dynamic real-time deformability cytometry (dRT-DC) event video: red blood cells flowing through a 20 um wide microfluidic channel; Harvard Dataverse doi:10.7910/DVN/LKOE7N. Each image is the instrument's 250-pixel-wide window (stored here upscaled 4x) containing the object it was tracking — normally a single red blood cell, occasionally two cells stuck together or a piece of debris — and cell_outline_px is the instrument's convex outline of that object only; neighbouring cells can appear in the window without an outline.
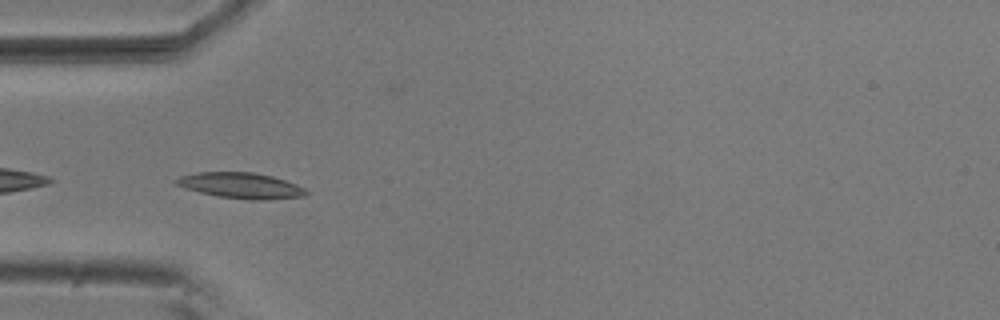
{"species": "common noctule bat (a hibernating species)", "species_latin": "Nyctalus noctula", "temperature_condition": "room temperature", "stored_images_in_passage": 4, "camera_frame_rate_fps": 3000, "um_per_image_px": 0.085, "animal": {"sex": "male", "body_mass_g": 20.5, "forearm_length_mm": 52.5}, "frame": {"image": 1, "passage_image": 2, "time_ms": 0.333, "image_size_px": [1000, 320], "cell_outline_px": [[308, 196], [264, 200], [252, 200], [216, 196], [184, 188], [176, 184], [172, 180], [180, 176], [200, 172], [252, 172], [272, 176], [296, 184], [304, 188], [308, 192]], "centroid_in_image_um": [20.48, 15.78], "position_along_channel_um": 64.5, "area_um2": 19.54}}